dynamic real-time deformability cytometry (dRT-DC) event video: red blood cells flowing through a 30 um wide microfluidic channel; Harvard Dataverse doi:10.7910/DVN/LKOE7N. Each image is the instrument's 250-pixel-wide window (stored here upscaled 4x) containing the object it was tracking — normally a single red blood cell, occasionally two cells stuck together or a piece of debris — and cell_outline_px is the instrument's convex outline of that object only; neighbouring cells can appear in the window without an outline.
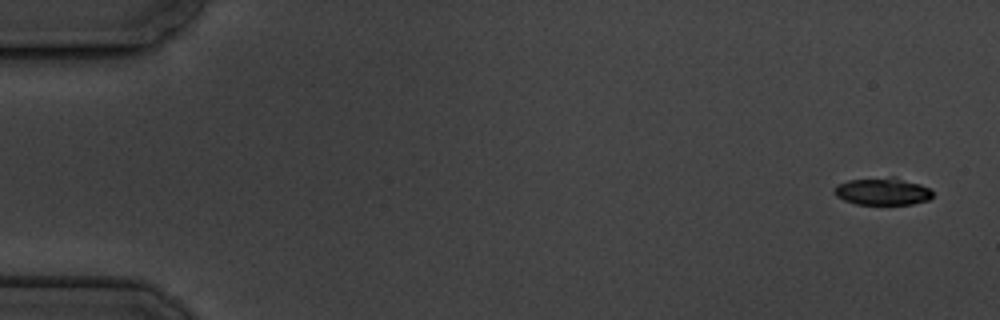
{"species": "common noctule bat (a hibernating species)", "species_latin": "Nyctalus noctula", "temperature_condition": "cold", "stored_images_in_passage": 5, "camera_frame_rate_fps": 3000, "um_per_image_px": 0.085, "animal": {"sex": "male", "body_mass_g": 19.5, "forearm_length_mm": 54.6}, "frame": {"image": 1, "passage_image": 1, "time_ms": 0.0, "image_size_px": [1000, 320], "cell_outline_px": [[932, 196], [928, 200], [912, 204], [856, 204], [844, 200], [836, 196], [832, 192], [832, 188], [836, 184], [848, 180], [892, 176], [920, 184], [928, 188], [932, 192]], "centroid_in_image_um": [74.95, 16.26], "position_along_channel_um": 10.0, "area_um2": 15.78}}
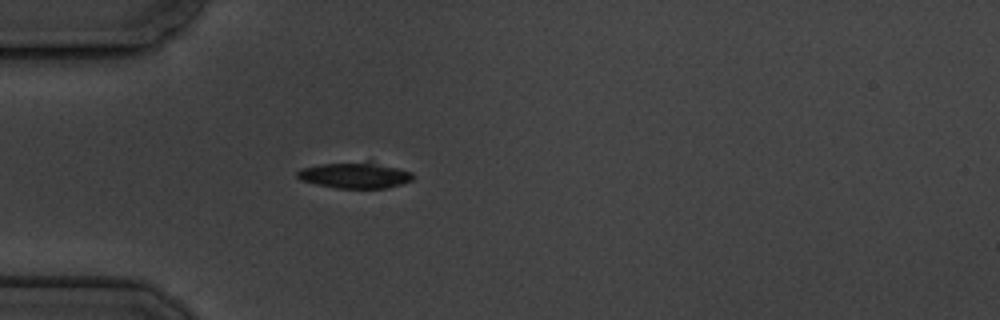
{"frame": {"image": 2, "passage_image": 5, "time_ms": 5.0, "image_size_px": [1000, 320], "cell_outline_px": [[412, 180], [388, 188], [336, 188], [316, 184], [300, 180], [296, 176], [296, 172], [300, 168], [320, 164], [368, 160], [372, 160], [412, 172]], "centroid_in_image_um": [30.15, 14.87], "position_along_channel_um": 54.8, "area_um2": 17.92}}